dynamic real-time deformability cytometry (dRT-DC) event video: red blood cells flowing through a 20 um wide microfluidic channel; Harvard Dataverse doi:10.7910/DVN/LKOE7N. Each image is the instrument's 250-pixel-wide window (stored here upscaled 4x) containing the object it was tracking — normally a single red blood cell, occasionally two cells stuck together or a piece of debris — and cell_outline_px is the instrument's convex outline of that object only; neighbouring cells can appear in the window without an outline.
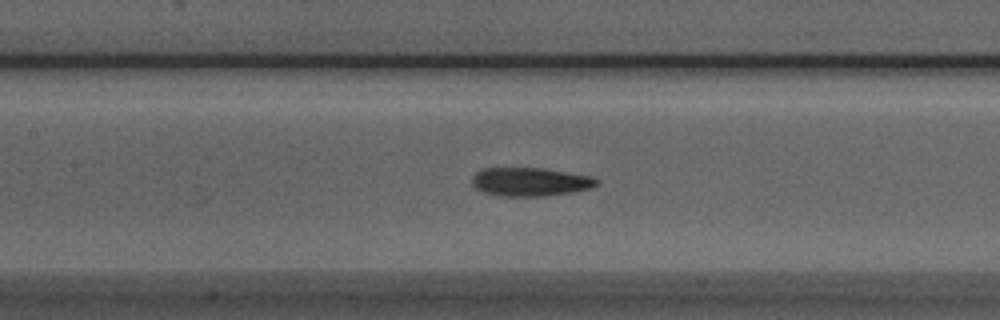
{"species": "Egyptian fruit bat (a non-hibernating species)", "species_latin": "Rousettus aegyptiacus", "temperature_condition": "room temperature", "stored_images_in_passage": 27, "camera_frame_rate_fps": 3000, "um_per_image_px": 0.085, "animal": {"sex": "male"}, "frame": {"image": 1, "passage_image": 8, "time_ms": 2.333, "image_size_px": [1000, 320], "cell_outline_px": [[600, 184], [592, 188], [572, 192], [540, 196], [500, 196], [484, 192], [476, 188], [472, 184], [472, 176], [476, 172], [484, 168], [544, 168], [592, 176], [600, 180]], "centroid_in_image_um": [45.1, 15.45], "position_along_channel_um": 162.3, "area_um2": 20.87}}
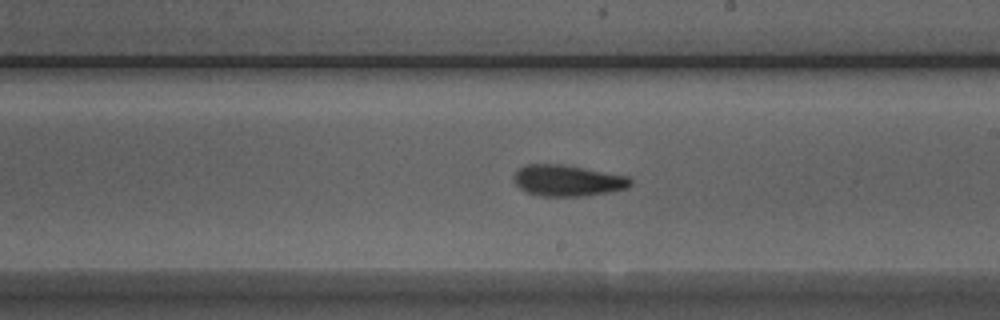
{"frame": {"image": 2, "passage_image": 14, "time_ms": 4.333, "image_size_px": [1000, 320], "cell_outline_px": [[632, 184], [628, 188], [588, 196], [540, 196], [528, 192], [520, 188], [512, 180], [512, 176], [520, 168], [528, 164], [560, 164], [628, 176], [632, 180]], "centroid_in_image_um": [48.25, 15.36], "position_along_channel_um": 240.8, "area_um2": 21.15}}
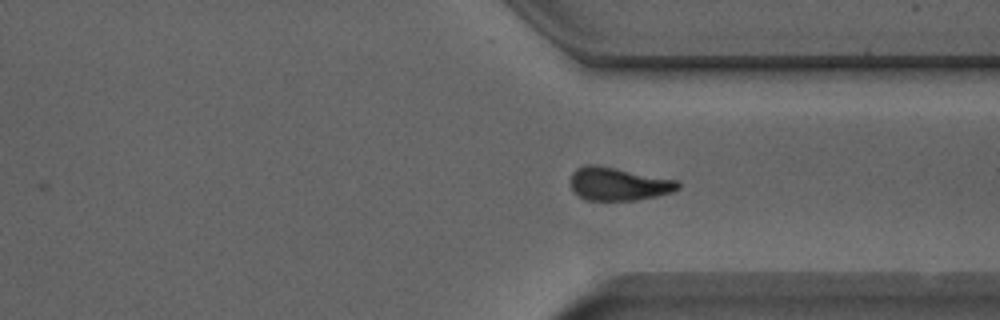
{"frame": {"image": 3, "passage_image": 23, "time_ms": 7.333, "image_size_px": [1000, 320], "cell_outline_px": [[680, 188], [672, 192], [656, 196], [636, 200], [584, 200], [572, 188], [572, 172], [576, 168], [584, 164], [600, 164], [676, 180], [680, 184]], "centroid_in_image_um": [52.57, 15.61], "position_along_channel_um": 358.8, "area_um2": 20.81}}